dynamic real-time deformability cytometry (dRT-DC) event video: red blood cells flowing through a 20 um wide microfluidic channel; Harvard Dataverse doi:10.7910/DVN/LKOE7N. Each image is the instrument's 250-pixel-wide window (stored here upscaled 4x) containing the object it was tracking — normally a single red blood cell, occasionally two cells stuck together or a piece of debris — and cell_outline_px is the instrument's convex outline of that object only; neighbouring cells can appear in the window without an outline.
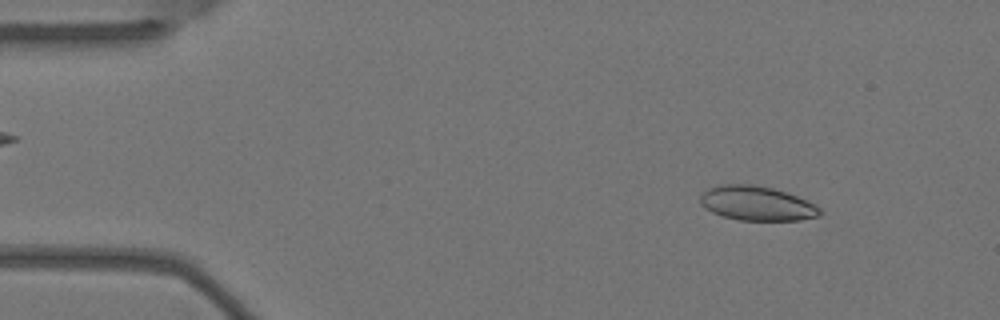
{"species": "Egyptian fruit bat (a non-hibernating species)", "species_latin": "Rousettus aegyptiacus", "temperature_condition": "warm", "stored_images_in_passage": 7, "camera_frame_rate_fps": 3000, "um_per_image_px": 0.085, "animal": {"sex": "female"}, "frame": {"image": 1, "passage_image": 2, "time_ms": 0.333, "image_size_px": [1000, 320], "cell_outline_px": [[824, 212], [820, 216], [800, 220], [736, 220], [720, 216], [704, 208], [700, 204], [700, 196], [708, 188], [720, 184], [752, 184], [772, 188], [796, 196], [816, 204]], "centroid_in_image_um": [64.32, 17.29], "position_along_channel_um": 20.7, "area_um2": 24.22}}
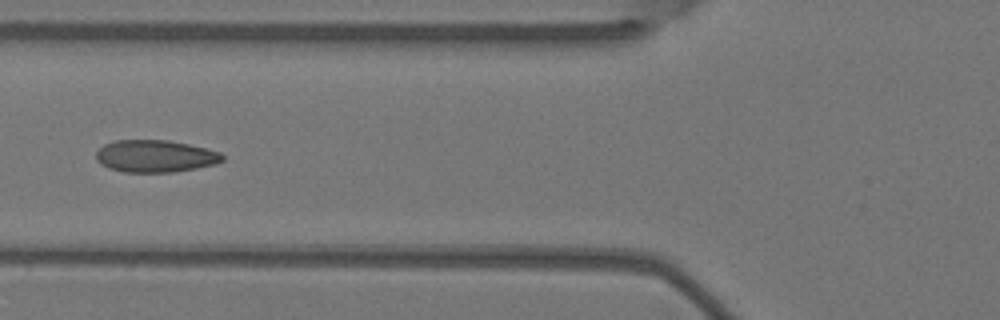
{"frame": {"image": 2, "passage_image": 6, "time_ms": 1.667, "image_size_px": [1000, 320], "cell_outline_px": [[224, 160], [216, 164], [196, 168], [172, 172], [124, 172], [108, 168], [100, 164], [96, 160], [96, 152], [104, 144], [116, 140], [168, 140], [188, 144], [220, 152], [224, 156]], "centroid_in_image_um": [13.18, 13.27], "position_along_channel_um": 112.6, "area_um2": 23.76}}
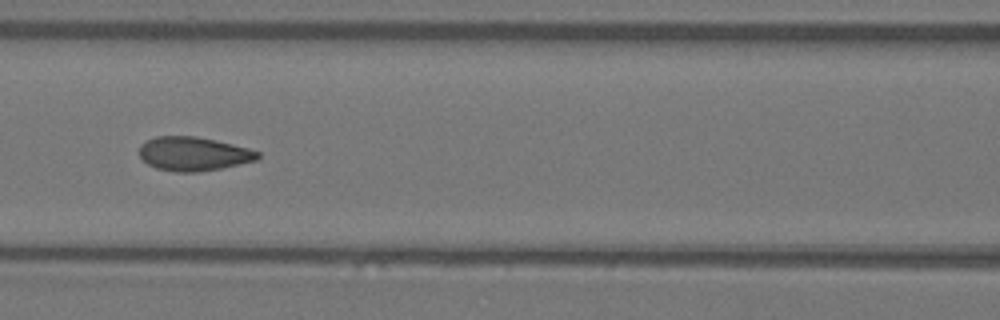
{"frame": {"image": 3, "passage_image": 7, "time_ms": 2.0, "image_size_px": [1000, 320], "cell_outline_px": [[260, 156], [256, 160], [220, 168], [196, 172], [176, 172], [156, 168], [148, 164], [140, 156], [140, 144], [156, 136], [196, 136], [216, 140], [248, 148], [260, 152]], "centroid_in_image_um": [16.44, 13.07], "position_along_channel_um": 150.2, "area_um2": 23.24}}